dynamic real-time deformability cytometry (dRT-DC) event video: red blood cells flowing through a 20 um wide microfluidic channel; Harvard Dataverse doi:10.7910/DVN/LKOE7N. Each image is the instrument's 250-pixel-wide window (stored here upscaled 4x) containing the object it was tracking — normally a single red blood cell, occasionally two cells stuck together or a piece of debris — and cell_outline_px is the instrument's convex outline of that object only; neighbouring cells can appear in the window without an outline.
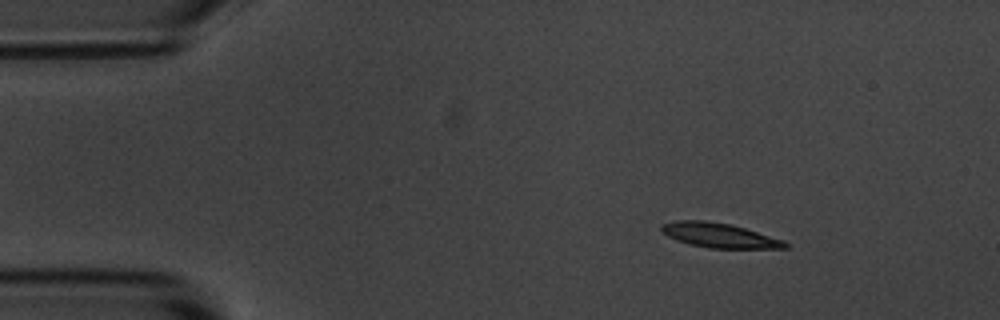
{"species": "common noctule bat (a hibernating species)", "species_latin": "Nyctalus noctula", "temperature_condition": "room temperature", "stored_images_in_passage": 5, "camera_frame_rate_fps": 3000, "um_per_image_px": 0.085, "animal": {"sex": "male", "body_mass_g": 20.1, "forearm_length_mm": 53.5}, "frame": {"image": 1, "passage_image": 1, "time_ms": 0.0, "image_size_px": [1000, 320], "cell_outline_px": [[788, 248], [708, 248], [688, 244], [676, 240], [668, 236], [660, 228], [660, 224], [676, 220], [708, 220], [732, 224], [784, 240], [788, 244]], "centroid_in_image_um": [61.12, 19.99], "position_along_channel_um": 23.9, "area_um2": 17.86}}
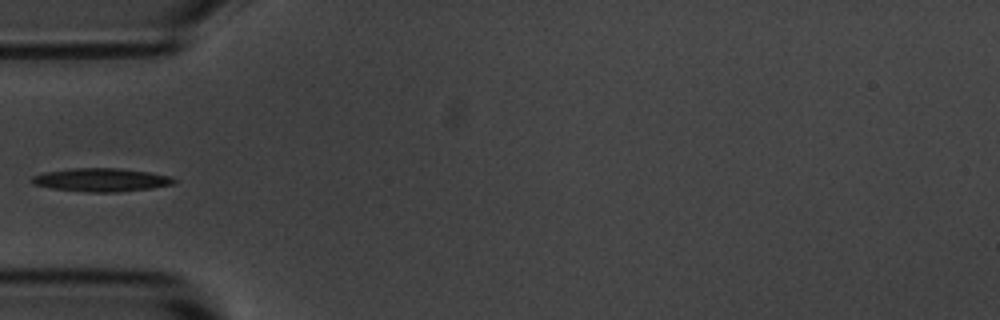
{"frame": {"image": 2, "passage_image": 4, "time_ms": 3.333, "image_size_px": [1000, 320], "cell_outline_px": [[176, 184], [152, 188], [116, 192], [88, 192], [52, 188], [32, 184], [28, 180], [32, 176], [44, 172], [72, 168], [116, 168], [148, 172], [172, 176], [176, 180]], "centroid_in_image_um": [8.6, 15.29], "position_along_channel_um": 76.4, "area_um2": 19.42}}